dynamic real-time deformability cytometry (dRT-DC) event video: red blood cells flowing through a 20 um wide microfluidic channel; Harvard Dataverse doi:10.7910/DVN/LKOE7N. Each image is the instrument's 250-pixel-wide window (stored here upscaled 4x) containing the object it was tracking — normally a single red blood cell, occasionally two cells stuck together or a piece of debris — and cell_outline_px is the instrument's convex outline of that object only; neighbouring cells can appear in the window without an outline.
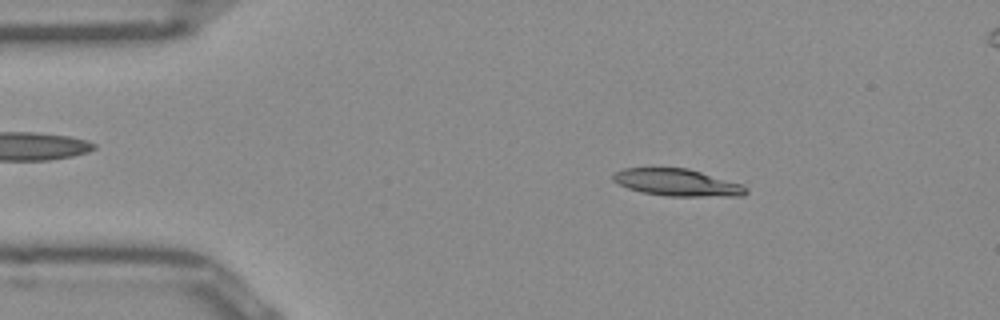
{"species": "Egyptian fruit bat (a non-hibernating species)", "species_latin": "Rousettus aegyptiacus", "temperature_condition": "room temperature", "stored_images_in_passage": 50, "segment_of_instrument_passage": [1, 2], "camera_frame_rate_fps": 3000, "um_per_image_px": 0.085, "frame": {"image": 1, "passage_image": 7, "time_ms": 2.0, "image_size_px": [1000, 320], "cell_outline_px": [[748, 192], [744, 196], [668, 196], [640, 192], [628, 188], [612, 180], [612, 176], [616, 172], [624, 168], [688, 168], [744, 184], [748, 188]], "centroid_in_image_um": [57.62, 15.52], "position_along_channel_um": 27.4, "area_um2": 21.1}}
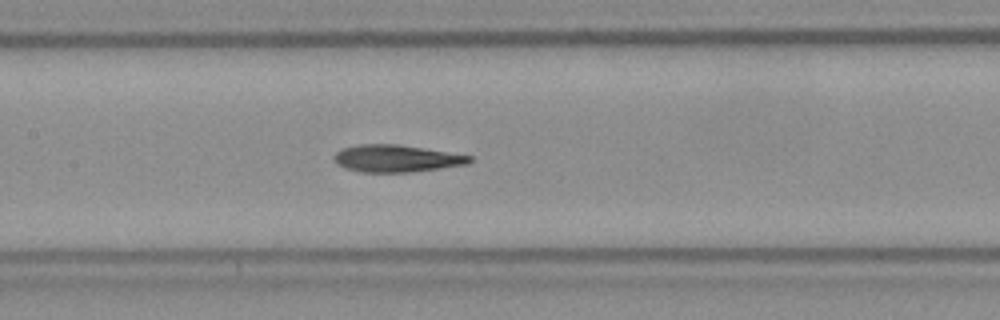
{"frame": {"image": 2, "passage_image": 22, "time_ms": 7.0, "image_size_px": [1000, 320], "cell_outline_px": [[472, 160], [468, 164], [440, 168], [408, 172], [364, 172], [348, 168], [336, 164], [332, 160], [332, 156], [336, 152], [344, 148], [360, 144], [396, 144], [472, 156]], "centroid_in_image_um": [33.65, 13.47], "position_along_channel_um": 173.7, "area_um2": 21.15}}
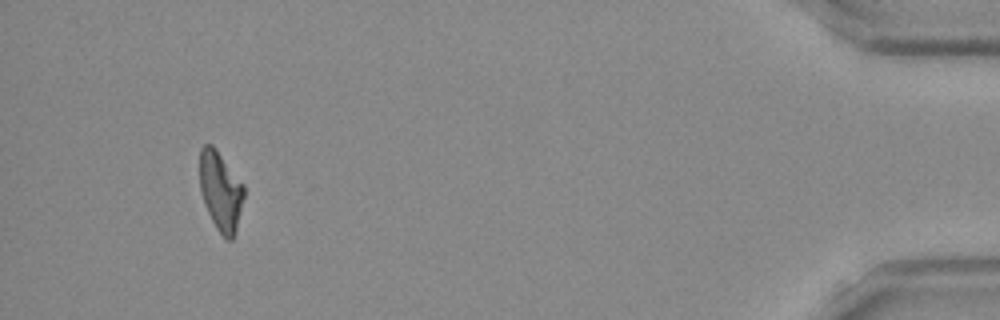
{"frame": {"image": 3, "passage_image": 46, "time_ms": 15.0, "image_size_px": [1000, 320], "cell_outline_px": [[244, 196], [236, 228], [232, 240], [228, 240], [216, 228], [208, 212], [200, 188], [200, 148], [204, 144], [212, 144], [216, 148], [244, 184]], "centroid_in_image_um": [18.75, 16.19], "position_along_channel_um": 416.4, "area_um2": 20.17}}